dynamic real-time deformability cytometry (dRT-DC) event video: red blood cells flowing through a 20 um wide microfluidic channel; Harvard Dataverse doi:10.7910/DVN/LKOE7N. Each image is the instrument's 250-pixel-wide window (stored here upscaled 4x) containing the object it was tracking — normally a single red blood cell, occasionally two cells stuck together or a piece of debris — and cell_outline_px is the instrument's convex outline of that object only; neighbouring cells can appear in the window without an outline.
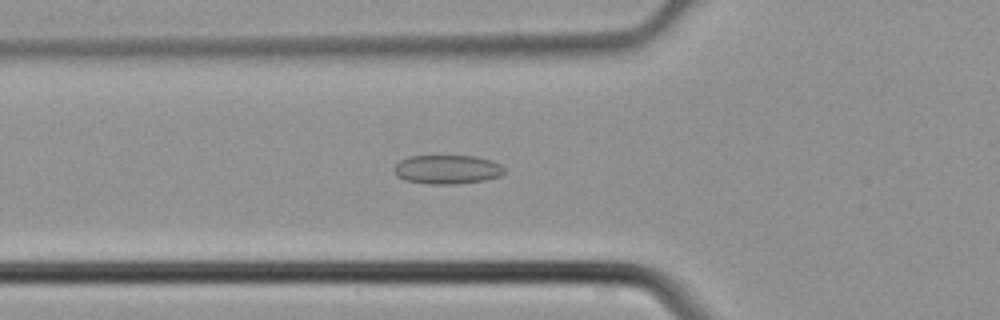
{"species": "common noctule bat (a hibernating species)", "species_latin": "Nyctalus noctula", "temperature_condition": "cold", "stored_images_in_passage": 43, "camera_frame_rate_fps": 3000, "um_per_image_px": 0.085, "animal": {"sex": "male", "body_mass_g": 21.5, "forearm_length_mm": 52.0}, "frame": {"image": 1, "passage_image": 15, "time_ms": 4.667, "image_size_px": [1000, 320], "cell_outline_px": [[504, 172], [500, 176], [484, 180], [456, 184], [428, 184], [404, 180], [396, 176], [392, 168], [400, 160], [408, 156], [476, 156], [492, 160], [500, 164], [504, 168]], "centroid_in_image_um": [37.98, 14.4], "position_along_channel_um": 87.8, "area_um2": 18.79}}
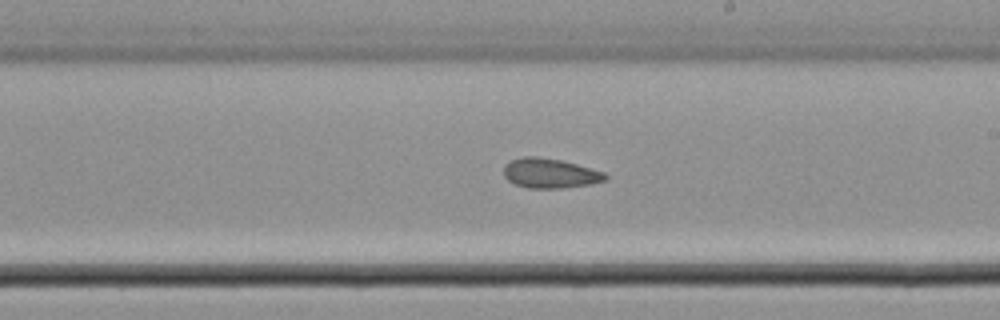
{"frame": {"image": 2, "passage_image": 25, "time_ms": 8.0, "image_size_px": [1000, 320], "cell_outline_px": [[608, 180], [592, 184], [560, 188], [528, 188], [516, 184], [508, 180], [504, 176], [504, 164], [512, 160], [524, 156], [536, 156], [560, 160], [576, 164], [604, 172], [608, 176]], "centroid_in_image_um": [46.76, 14.73], "position_along_channel_um": 242.2, "area_um2": 17.57}}
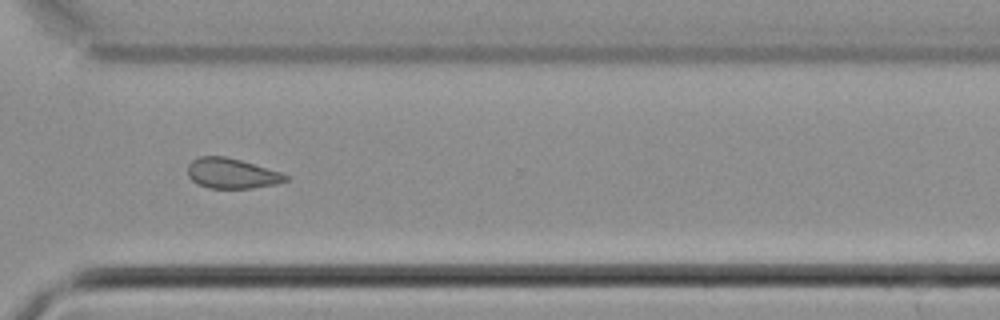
{"frame": {"image": 3, "passage_image": 32, "time_ms": 10.333, "image_size_px": [1000, 320], "cell_outline_px": [[288, 180], [276, 184], [252, 188], [208, 188], [192, 180], [188, 176], [188, 164], [192, 160], [200, 156], [224, 156], [240, 160], [280, 172], [288, 176]], "centroid_in_image_um": [19.68, 14.74], "position_along_channel_um": 350.9, "area_um2": 17.05}}